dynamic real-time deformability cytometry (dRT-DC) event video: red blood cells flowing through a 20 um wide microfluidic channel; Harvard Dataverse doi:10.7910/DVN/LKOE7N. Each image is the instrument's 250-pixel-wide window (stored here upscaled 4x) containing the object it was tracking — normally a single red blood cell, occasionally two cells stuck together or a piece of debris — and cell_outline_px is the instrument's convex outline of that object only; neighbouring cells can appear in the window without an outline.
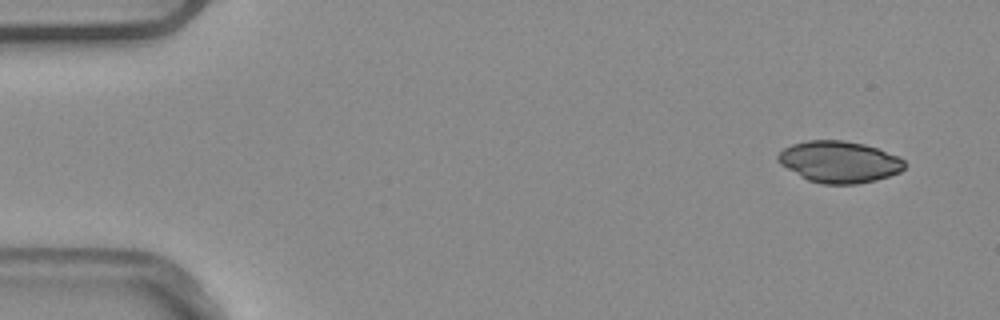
{"species": "common noctule bat (a hibernating species)", "species_latin": "Nyctalus noctula", "temperature_condition": "warm", "stored_images_in_passage": 5, "camera_frame_rate_fps": 3000, "um_per_image_px": 0.085, "animal": {"sex": "male", "body_mass_g": 20.4}, "frame": {"image": 1, "passage_image": 1, "time_ms": 0.0, "image_size_px": [1000, 320], "cell_outline_px": [[908, 164], [900, 172], [876, 180], [856, 184], [820, 184], [808, 180], [800, 176], [780, 164], [776, 160], [776, 156], [784, 148], [792, 144], [808, 140], [844, 140], [864, 144], [900, 156]], "centroid_in_image_um": [71.34, 13.76], "position_along_channel_um": 13.7, "area_um2": 30.87}}